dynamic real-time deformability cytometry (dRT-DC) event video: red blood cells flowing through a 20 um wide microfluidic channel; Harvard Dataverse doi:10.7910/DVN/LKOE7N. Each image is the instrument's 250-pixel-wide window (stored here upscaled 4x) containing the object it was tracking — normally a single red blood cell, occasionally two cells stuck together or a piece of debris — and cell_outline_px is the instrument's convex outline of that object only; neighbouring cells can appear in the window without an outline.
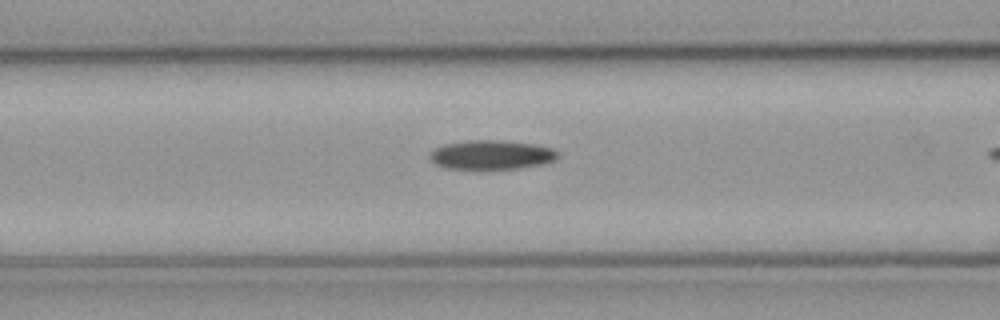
{"species": "common noctule bat (a hibernating species)", "species_latin": "Nyctalus noctula", "temperature_condition": "cold", "stored_images_in_passage": 11, "camera_frame_rate_fps": 3000, "um_per_image_px": 0.085, "animal": {"sex": "male", "body_mass_g": 23.1, "forearm_length_mm": 52.7}, "frame": {"image": 1, "passage_image": 10, "time_ms": 3.0, "image_size_px": [1000, 320], "cell_outline_px": [[556, 156], [552, 160], [540, 164], [516, 168], [444, 168], [436, 164], [428, 156], [436, 148], [444, 144], [468, 140], [500, 140], [532, 144], [552, 148], [556, 152]], "centroid_in_image_um": [41.71, 13.14], "position_along_channel_um": 124.9, "area_um2": 21.15}}